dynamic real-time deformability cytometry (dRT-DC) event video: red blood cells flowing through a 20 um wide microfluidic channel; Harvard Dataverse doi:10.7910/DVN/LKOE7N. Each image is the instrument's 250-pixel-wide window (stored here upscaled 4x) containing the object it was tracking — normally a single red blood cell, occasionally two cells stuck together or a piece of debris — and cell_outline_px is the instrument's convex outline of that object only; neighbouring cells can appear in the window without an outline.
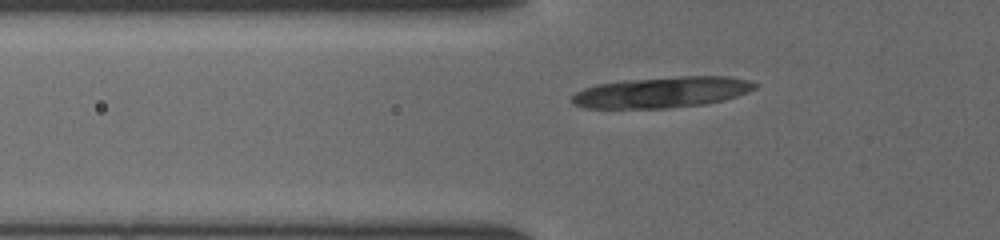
{"species": "common noctule bat (a hibernating species)", "species_latin": "Nyctalus noctula", "temperature_condition": "cold", "stored_images_in_passage": 27, "camera_frame_rate_fps": 3000, "um_per_image_px": 0.085, "animal": {"sex": "female", "body_mass_g": 19.5, "forearm_length_mm": 54.1}, "frame": {"image": 1, "passage_image": 17, "time_ms": 2.333, "image_size_px": [1000, 240], "cell_outline_px": [[760, 84], [756, 88], [736, 96], [724, 100], [704, 104], [668, 108], [584, 108], [572, 104], [572, 96], [576, 92], [584, 88], [596, 84], [624, 80], [680, 76], [728, 76], [748, 80]], "centroid_in_image_um": [56.26, 7.84], "position_along_channel_um": 69.5, "area_um2": 33.06}}
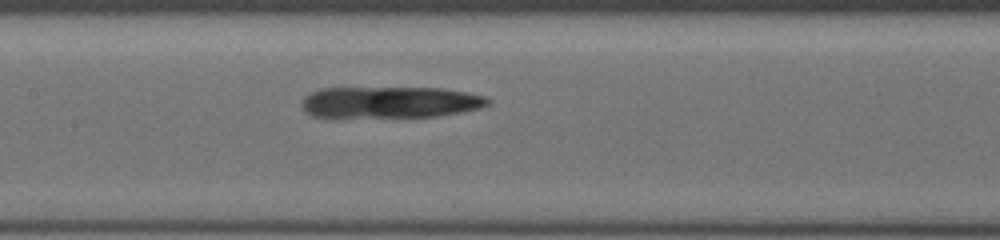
{"frame": {"image": 2, "passage_image": 26, "time_ms": 5.0, "image_size_px": [1000, 240], "cell_outline_px": [[492, 100], [488, 104], [480, 108], [464, 112], [436, 116], [312, 116], [304, 112], [300, 104], [304, 96], [320, 88], [444, 88], [484, 96]], "centroid_in_image_um": [33.16, 8.67], "position_along_channel_um": 174.2, "area_um2": 33.87}}